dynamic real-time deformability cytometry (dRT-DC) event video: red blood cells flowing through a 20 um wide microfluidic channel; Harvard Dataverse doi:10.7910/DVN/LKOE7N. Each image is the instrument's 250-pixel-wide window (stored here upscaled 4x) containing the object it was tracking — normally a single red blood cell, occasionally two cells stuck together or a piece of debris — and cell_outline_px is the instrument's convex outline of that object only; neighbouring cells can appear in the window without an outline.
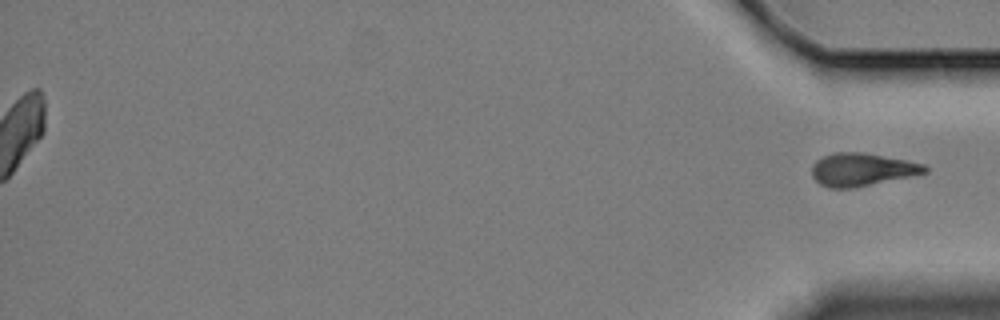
{"species": "Egyptian fruit bat (a non-hibernating species)", "species_latin": "Rousettus aegyptiacus", "temperature_condition": "cold", "stored_images_in_passage": 60, "segment_of_instrument_passage": [2, 2], "camera_frame_rate_fps": 3000, "um_per_image_px": 0.085, "animal": {"sex": "female"}, "frame": {"image": 1, "passage_image": 60, "time_ms": 19.667, "image_size_px": [1000, 320], "cell_outline_px": [[928, 172], [852, 188], [828, 188], [820, 184], [812, 176], [812, 164], [816, 160], [832, 152], [864, 152], [924, 164], [928, 168]], "centroid_in_image_um": [73.22, 14.4], "position_along_channel_um": 362.0, "area_um2": 21.44}}